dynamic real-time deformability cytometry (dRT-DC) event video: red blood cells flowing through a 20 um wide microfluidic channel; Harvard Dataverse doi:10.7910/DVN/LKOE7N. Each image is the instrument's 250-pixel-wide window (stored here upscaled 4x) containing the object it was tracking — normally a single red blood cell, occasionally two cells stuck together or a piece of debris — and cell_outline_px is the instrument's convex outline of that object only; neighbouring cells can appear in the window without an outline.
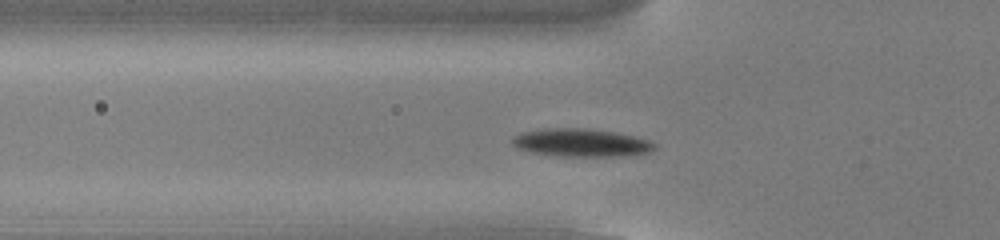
{"species": "common noctule bat (a hibernating species)", "species_latin": "Nyctalus noctula", "temperature_condition": "cold", "stored_images_in_passage": 39, "camera_frame_rate_fps": 3000, "um_per_image_px": 0.085, "animal": {"sex": "male", "body_mass_g": 13.0, "forearm_length_mm": 53.1}, "frame": {"image": 1, "passage_image": 7, "time_ms": 2.0, "image_size_px": [1000, 240], "cell_outline_px": [[656, 148], [648, 152], [636, 156], [560, 156], [532, 152], [516, 148], [512, 144], [512, 136], [524, 132], [544, 128], [584, 128], [616, 132], [636, 136], [648, 140], [656, 144]], "centroid_in_image_um": [49.43, 12.13], "position_along_channel_um": 76.4, "area_um2": 23.41}}
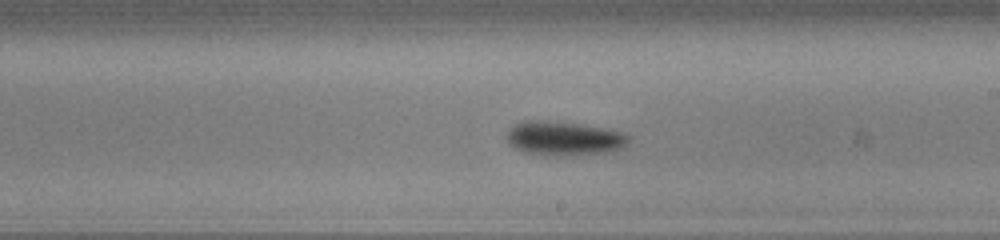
{"frame": {"image": 2, "passage_image": 20, "time_ms": 6.333, "image_size_px": [1000, 240], "cell_outline_px": [[632, 140], [620, 148], [612, 152], [572, 156], [544, 156], [524, 152], [508, 144], [508, 132], [516, 124], [524, 120], [548, 120], [580, 124], [608, 128], [624, 132]], "centroid_in_image_um": [47.99, 11.78], "position_along_channel_um": 241.0, "area_um2": 24.74}}
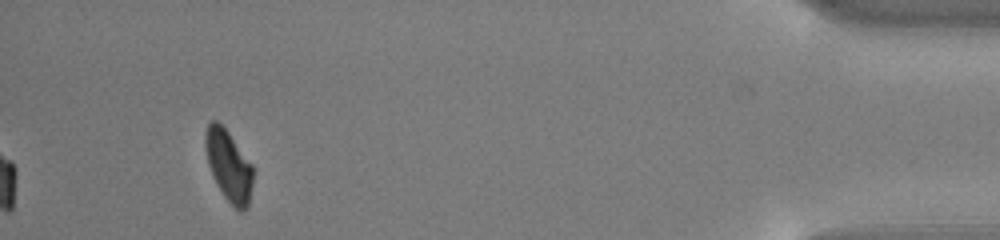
{"frame": {"image": 3, "passage_image": 39, "time_ms": 12.667, "image_size_px": [1000, 240], "cell_outline_px": [[252, 184], [248, 208], [240, 212], [224, 196], [216, 184], [212, 176], [208, 164], [204, 148], [204, 136], [208, 124], [212, 120], [216, 120], [228, 132], [252, 164]], "centroid_in_image_um": [19.41, 14.08], "position_along_channel_um": 415.8, "area_um2": 19.65}, "authors_computed_cell_mechanics": {"area_um2": 22.1374, "velocity_mm_per_s": 3.8114, "shape_relaxation_time_tau1_ms": 2.2987, "shape_relaxation_time_tau2_ms": null, "deformation_change_tau1": 0.1302, "deformation_change_tau2": null}}